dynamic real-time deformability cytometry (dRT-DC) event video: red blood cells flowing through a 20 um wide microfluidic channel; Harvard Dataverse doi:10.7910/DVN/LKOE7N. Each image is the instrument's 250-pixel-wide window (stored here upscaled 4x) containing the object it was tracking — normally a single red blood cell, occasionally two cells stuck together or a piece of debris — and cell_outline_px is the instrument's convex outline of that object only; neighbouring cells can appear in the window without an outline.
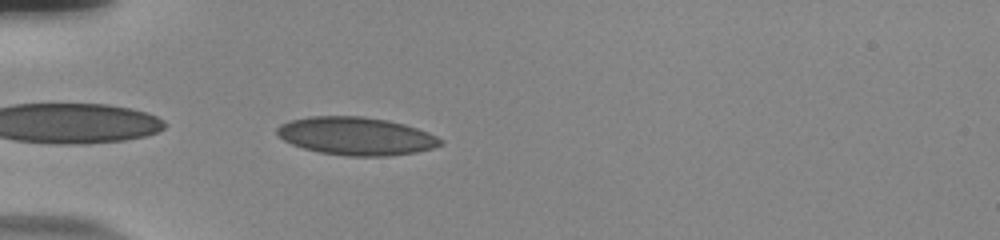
{"species": "human", "species_latin": "Homo sapiens", "temperature_condition": "room temperature", "stored_images_in_passage": 39, "camera_frame_rate_fps": 3000, "um_per_image_px": 0.085, "donor": {"sex": "male"}, "frame": {"image": 1, "passage_image": 1, "time_ms": 0.0, "image_size_px": [1000, 240], "cell_outline_px": [[444, 144], [432, 148], [416, 152], [388, 156], [348, 156], [320, 152], [304, 148], [292, 144], [284, 140], [276, 132], [276, 128], [280, 124], [292, 120], [308, 116], [364, 116], [388, 120], [404, 124], [428, 132], [444, 140]], "centroid_in_image_um": [30.29, 11.56], "position_along_channel_um": 54.7, "area_um2": 36.18}}
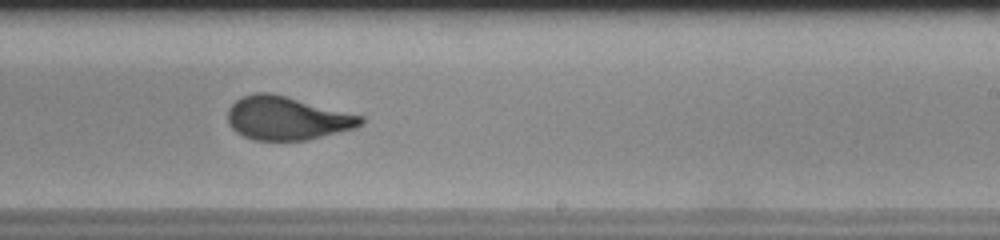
{"frame": {"image": 2, "passage_image": 19, "time_ms": 6.0, "image_size_px": [1000, 240], "cell_outline_px": [[364, 124], [356, 128], [308, 140], [256, 140], [244, 136], [236, 132], [228, 124], [228, 108], [240, 96], [256, 92], [268, 92], [364, 116]], "centroid_in_image_um": [24.39, 10.05], "position_along_channel_um": 264.6, "area_um2": 33.64}}
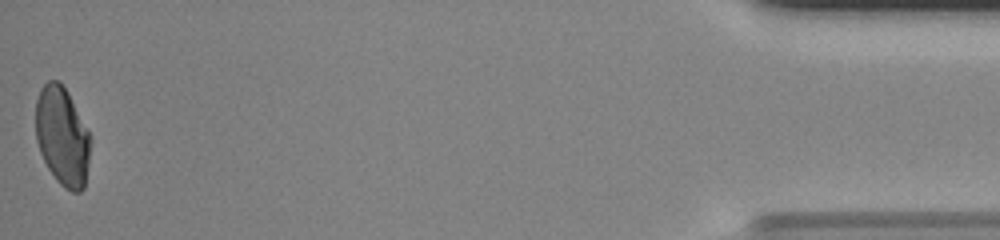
{"frame": {"image": 3, "passage_image": 39, "time_ms": 12.667, "image_size_px": [1000, 240], "cell_outline_px": [[92, 140], [84, 188], [80, 192], [72, 192], [64, 188], [56, 180], [48, 168], [40, 152], [36, 140], [36, 100], [40, 88], [48, 80], [56, 80], [68, 92]], "centroid_in_image_um": [5.29, 11.61], "position_along_channel_um": 429.9, "area_um2": 31.44}, "authors_computed_cell_mechanics": {"area_um2": 34.2176, "velocity_mm_per_s": 3.7361, "shape_relaxation_time_tau1_ms": 9.6007, "shape_relaxation_time_tau2_ms": null, "deformation_change_tau1": 0.262, "deformation_change_tau2": null}}